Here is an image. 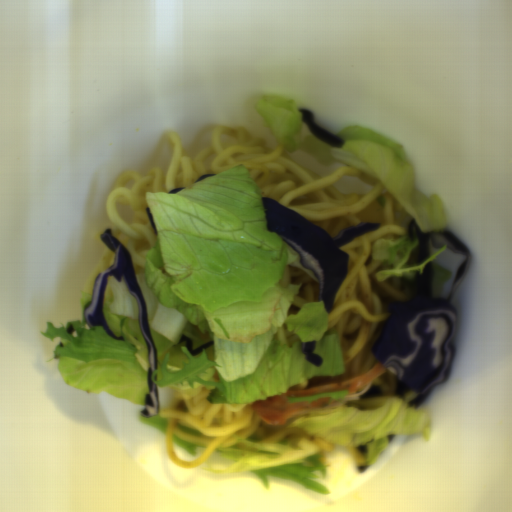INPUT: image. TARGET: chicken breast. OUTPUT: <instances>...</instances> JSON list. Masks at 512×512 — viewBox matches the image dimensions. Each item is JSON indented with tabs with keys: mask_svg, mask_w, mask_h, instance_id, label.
Here are the masks:
<instances>
[{
	"mask_svg": "<svg viewBox=\"0 0 512 512\" xmlns=\"http://www.w3.org/2000/svg\"><path fill=\"white\" fill-rule=\"evenodd\" d=\"M387 369L378 361L368 372L360 377L341 383L318 385L302 390H290L283 394L268 396L266 399L254 400L250 405L254 413L266 424L282 425L285 424L288 418L300 414L305 409L330 408L338 405V401L327 397L316 399L310 403L309 401L288 403L289 397L300 398L339 391H347L348 395H353L369 386L375 379L386 373Z\"/></svg>",
	"mask_w": 512,
	"mask_h": 512,
	"instance_id": "cb542c10",
	"label": "chicken breast"
}]
</instances>
